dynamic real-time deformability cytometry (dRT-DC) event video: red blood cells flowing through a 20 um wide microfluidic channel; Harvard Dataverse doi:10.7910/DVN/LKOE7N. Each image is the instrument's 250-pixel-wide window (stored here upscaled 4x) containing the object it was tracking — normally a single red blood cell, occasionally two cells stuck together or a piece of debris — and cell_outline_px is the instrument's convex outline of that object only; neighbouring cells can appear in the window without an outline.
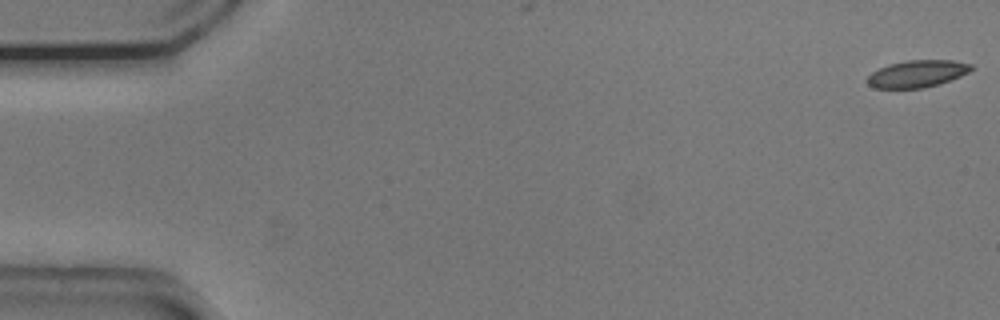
{"species": "common noctule bat (a hibernating species)", "species_latin": "Nyctalus noctula", "temperature_condition": "cold", "stored_images_in_passage": 6, "camera_frame_rate_fps": 3000, "um_per_image_px": 0.085, "animal": {"sex": "male", "body_mass_g": 20.5, "forearm_length_mm": 52.5}, "frame": {"image": 1, "passage_image": 1, "time_ms": 0.0, "image_size_px": [1000, 320], "cell_outline_px": [[976, 68], [960, 76], [940, 84], [924, 88], [876, 88], [868, 84], [864, 80], [872, 72], [888, 64], [908, 60], [952, 60], [972, 64]], "centroid_in_image_um": [77.98, 6.27], "position_along_channel_um": 7.0, "area_um2": 16.53}}